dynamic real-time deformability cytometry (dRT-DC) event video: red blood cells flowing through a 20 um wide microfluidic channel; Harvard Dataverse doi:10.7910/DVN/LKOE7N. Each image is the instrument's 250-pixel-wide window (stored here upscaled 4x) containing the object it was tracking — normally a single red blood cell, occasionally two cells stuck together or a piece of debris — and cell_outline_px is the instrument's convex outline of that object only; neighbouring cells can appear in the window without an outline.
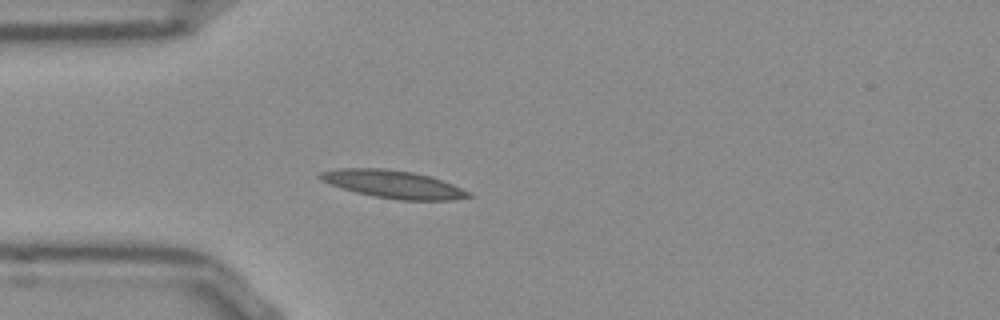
{"species": "Egyptian fruit bat (a non-hibernating species)", "species_latin": "Rousettus aegyptiacus", "temperature_condition": "room temperature", "stored_images_in_passage": 28, "camera_frame_rate_fps": 3000, "um_per_image_px": 0.085, "frame": {"image": 1, "passage_image": 1, "time_ms": 0.0, "image_size_px": [1000, 320], "cell_outline_px": [[472, 196], [452, 200], [400, 200], [376, 196], [356, 192], [332, 184], [316, 176], [320, 172], [340, 168], [384, 168], [412, 172], [428, 176], [452, 184], [472, 192]], "centroid_in_image_um": [33.46, 15.66], "position_along_channel_um": 51.5, "area_um2": 23.64}}
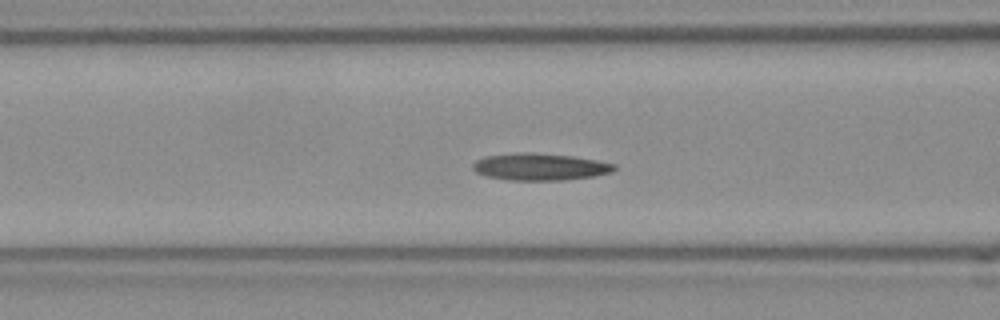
{"frame": {"image": 2, "passage_image": 7, "time_ms": 2.0, "image_size_px": [1000, 320], "cell_outline_px": [[616, 168], [612, 172], [592, 176], [564, 180], [508, 180], [488, 176], [476, 172], [472, 168], [472, 164], [476, 160], [484, 156], [516, 152], [528, 152], [572, 156], [596, 160], [616, 164]], "centroid_in_image_um": [45.87, 14.17], "position_along_channel_um": 120.7, "area_um2": 22.25}}
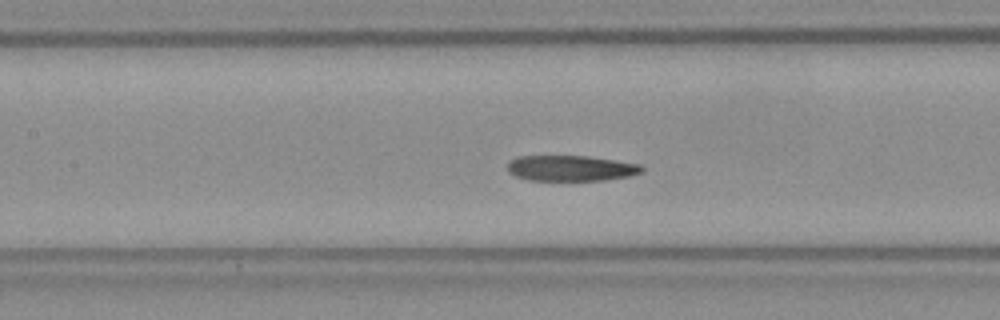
{"frame": {"image": 3, "passage_image": 10, "time_ms": 3.0, "image_size_px": [1000, 320], "cell_outline_px": [[644, 172], [628, 176], [604, 180], [528, 180], [516, 176], [508, 172], [508, 160], [516, 156], [588, 156], [640, 164], [644, 168]], "centroid_in_image_um": [48.51, 14.29], "position_along_channel_um": 158.9, "area_um2": 20.11}, "authors_computed_cell_mechanics": {"area_um2": 21.5883, "velocity_mm_per_s": 3.7943, "shape_relaxation_time_tau1_ms": null, "shape_relaxation_time_tau2_ms": 3.5178, "deformation_change_tau1": null, "deformation_change_tau2": 0.0987}}